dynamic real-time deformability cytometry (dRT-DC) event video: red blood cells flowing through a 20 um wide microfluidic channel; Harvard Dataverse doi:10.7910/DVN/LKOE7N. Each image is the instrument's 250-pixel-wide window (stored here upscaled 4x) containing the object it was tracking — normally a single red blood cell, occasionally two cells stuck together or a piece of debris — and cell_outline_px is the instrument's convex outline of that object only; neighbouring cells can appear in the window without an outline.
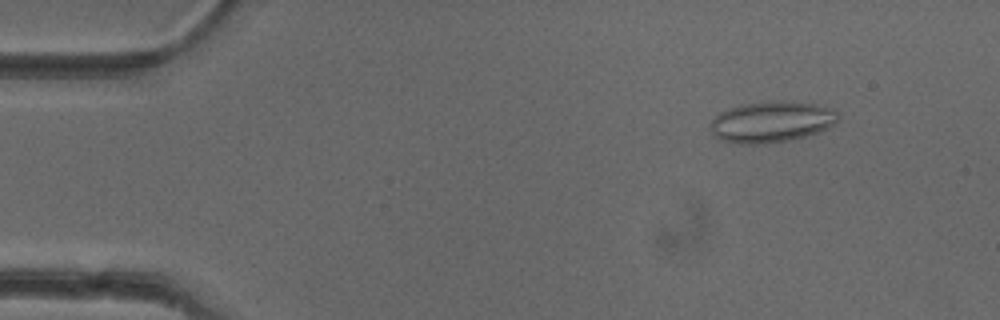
{"species": "common noctule bat (a hibernating species)", "species_latin": "Nyctalus noctula", "temperature_condition": "cold", "stored_images_in_passage": 51, "camera_frame_rate_fps": 3000, "um_per_image_px": 0.085, "animal": {"sex": "female"}, "frame": {"image": 1, "passage_image": 6, "time_ms": 1.667, "image_size_px": [1000, 320], "cell_outline_px": [[840, 116], [828, 128], [792, 140], [768, 144], [736, 144], [720, 140], [712, 136], [712, 120], [720, 112], [728, 108], [740, 104], [772, 100], [780, 100], [816, 104], [832, 108]], "centroid_in_image_um": [65.55, 10.36], "position_along_channel_um": 19.5, "area_um2": 30.87}}
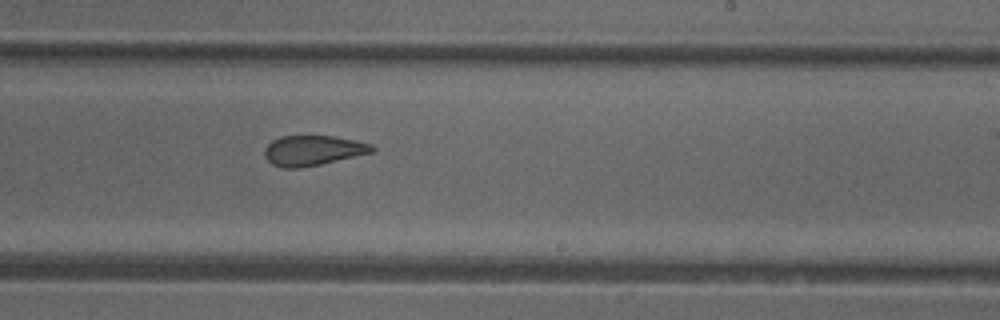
{"frame": {"image": 2, "passage_image": 31, "time_ms": 10.0, "image_size_px": [1000, 320], "cell_outline_px": [[376, 148], [372, 152], [320, 164], [300, 168], [284, 168], [272, 164], [264, 156], [264, 148], [272, 140], [280, 136], [332, 136], [372, 144]], "centroid_in_image_um": [26.55, 12.79], "position_along_channel_um": 262.4, "area_um2": 18.67}}
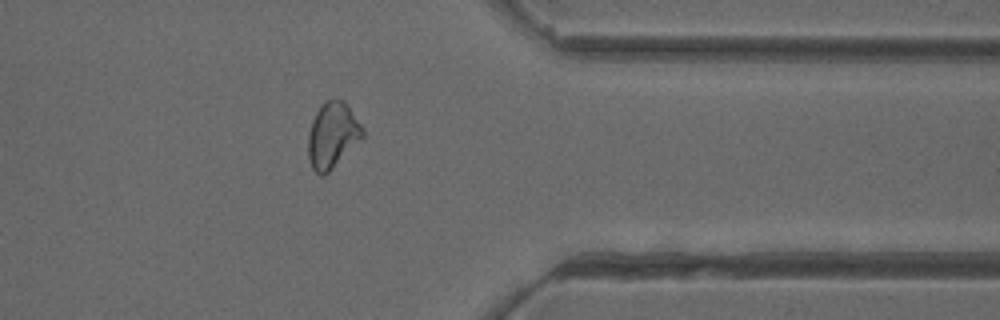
{"frame": {"image": 3, "passage_image": 41, "time_ms": 13.333, "image_size_px": [1000, 320], "cell_outline_px": [[364, 136], [324, 176], [320, 176], [312, 168], [308, 160], [308, 132], [312, 120], [320, 104], [324, 100], [344, 100], [348, 104], [364, 128]], "centroid_in_image_um": [28.25, 11.47], "position_along_channel_um": 383.2, "area_um2": 20.98}, "authors_computed_cell_mechanics": {"area_um2": 21.097, "velocity_mm_per_s": 3.9965, "shape_relaxation_time_tau1_ms": null, "shape_relaxation_time_tau2_ms": 1.9509, "deformation_change_tau1": null, "deformation_change_tau2": 0.0974}}